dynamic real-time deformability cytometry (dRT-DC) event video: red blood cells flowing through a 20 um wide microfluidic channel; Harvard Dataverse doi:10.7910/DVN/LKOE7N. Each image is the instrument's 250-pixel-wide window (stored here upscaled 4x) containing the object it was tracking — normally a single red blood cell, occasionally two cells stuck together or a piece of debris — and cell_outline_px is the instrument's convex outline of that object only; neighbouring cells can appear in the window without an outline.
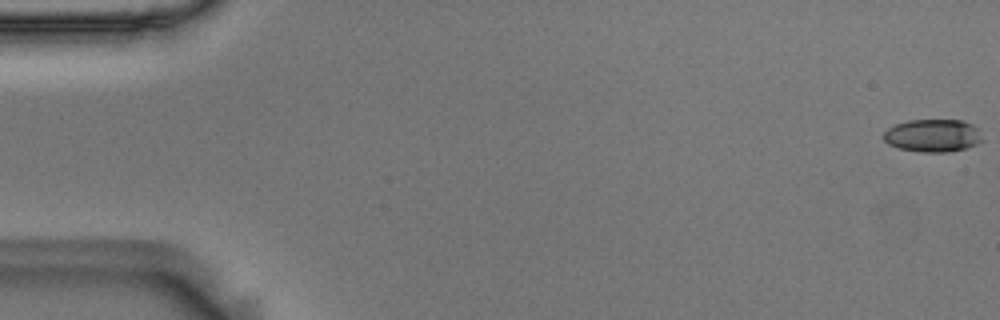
{"species": "Egyptian fruit bat (a non-hibernating species)", "species_latin": "Rousettus aegyptiacus", "temperature_condition": "room temperature", "stored_images_in_passage": 50, "camera_frame_rate_fps": 3000, "um_per_image_px": 0.085, "animal": {"sex": "male"}, "frame": {"image": 1, "passage_image": 1, "time_ms": 0.0, "image_size_px": [1000, 320], "cell_outline_px": [[984, 140], [976, 144], [964, 148], [948, 152], [920, 152], [900, 148], [888, 144], [884, 140], [884, 132], [888, 128], [896, 124], [908, 120], [964, 120], [972, 124], [976, 128]], "centroid_in_image_um": [79.29, 11.52], "position_along_channel_um": 5.7, "area_um2": 18.79}}
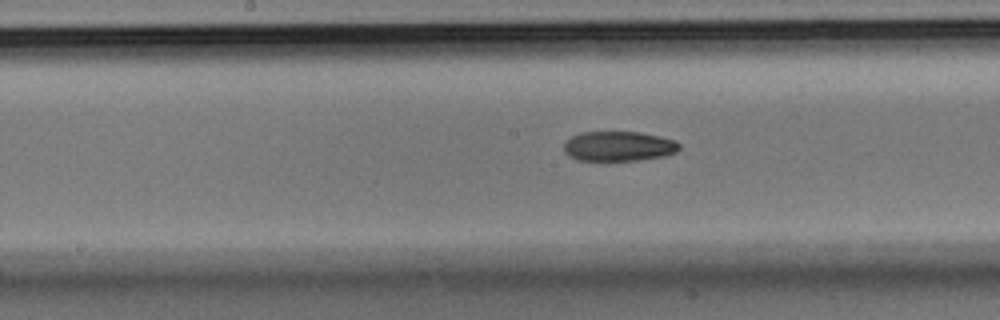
{"frame": {"image": 2, "passage_image": 29, "time_ms": 9.333, "image_size_px": [1000, 320], "cell_outline_px": [[680, 148], [676, 152], [664, 156], [636, 160], [580, 160], [564, 152], [564, 144], [572, 136], [580, 132], [640, 132], [660, 136], [676, 140], [680, 144]], "centroid_in_image_um": [52.63, 12.41], "position_along_channel_um": 195.6, "area_um2": 19.94}}
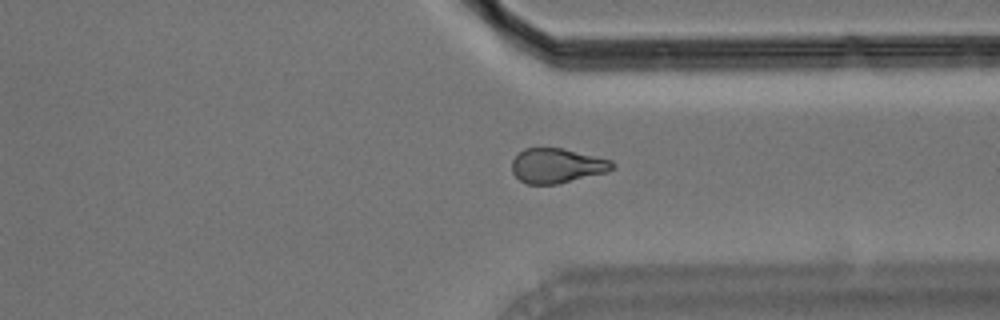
{"frame": {"image": 3, "passage_image": 43, "time_ms": 14.0, "image_size_px": [1000, 320], "cell_outline_px": [[616, 168], [608, 172], [556, 184], [528, 184], [520, 180], [512, 172], [512, 160], [524, 148], [564, 148], [612, 160], [616, 164]], "centroid_in_image_um": [47.38, 14.08], "position_along_channel_um": 364.0, "area_um2": 20.4}}